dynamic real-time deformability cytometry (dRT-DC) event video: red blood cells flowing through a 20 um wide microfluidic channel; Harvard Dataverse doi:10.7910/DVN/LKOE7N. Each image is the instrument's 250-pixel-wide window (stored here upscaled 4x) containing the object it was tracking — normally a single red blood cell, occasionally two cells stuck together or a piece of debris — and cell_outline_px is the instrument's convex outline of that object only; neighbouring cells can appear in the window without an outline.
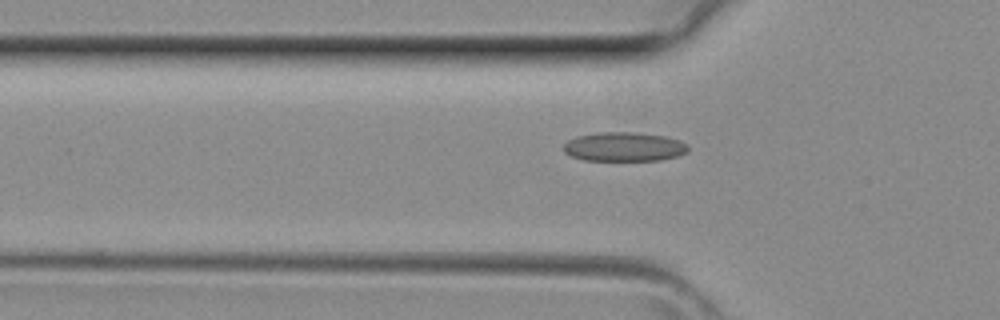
{"species": "common noctule bat (a hibernating species)", "species_latin": "Nyctalus noctula", "temperature_condition": "room temperature", "stored_images_in_passage": 4, "camera_frame_rate_fps": 3000, "um_per_image_px": 0.085, "animal": {"sex": "female", "body_mass_g": 29.2, "forearm_length_mm": 56.3}, "frame": {"image": 1, "passage_image": 4, "time_ms": 1.0, "image_size_px": [1000, 320], "cell_outline_px": [[688, 152], [676, 156], [660, 160], [584, 160], [572, 156], [564, 152], [564, 144], [568, 140], [576, 136], [600, 132], [636, 132], [664, 136], [680, 140], [688, 144]], "centroid_in_image_um": [53.06, 12.47], "position_along_channel_um": 72.7, "area_um2": 21.15}}